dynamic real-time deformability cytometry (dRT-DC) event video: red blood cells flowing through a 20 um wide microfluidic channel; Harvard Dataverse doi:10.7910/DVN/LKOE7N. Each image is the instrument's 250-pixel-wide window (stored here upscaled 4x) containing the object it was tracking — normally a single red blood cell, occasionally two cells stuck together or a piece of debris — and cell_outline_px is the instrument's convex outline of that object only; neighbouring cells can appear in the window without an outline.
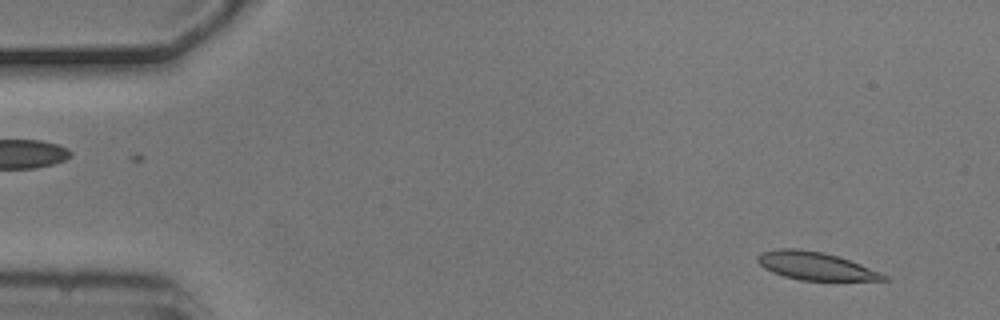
{"species": "common noctule bat (a hibernating species)", "species_latin": "Nyctalus noctula", "temperature_condition": "cold", "stored_images_in_passage": 5, "camera_frame_rate_fps": 3000, "um_per_image_px": 0.085, "animal": {"sex": "male", "body_mass_g": 20.5, "forearm_length_mm": 52.5}, "frame": {"image": 1, "passage_image": 1, "time_ms": 0.0, "image_size_px": [1000, 320], "cell_outline_px": [[888, 280], [800, 280], [784, 276], [772, 272], [764, 268], [756, 260], [756, 256], [760, 252], [776, 248], [796, 248], [820, 252], [836, 256], [860, 264], [880, 272], [888, 276]], "centroid_in_image_um": [69.25, 22.6], "position_along_channel_um": 15.7, "area_um2": 20.35}}
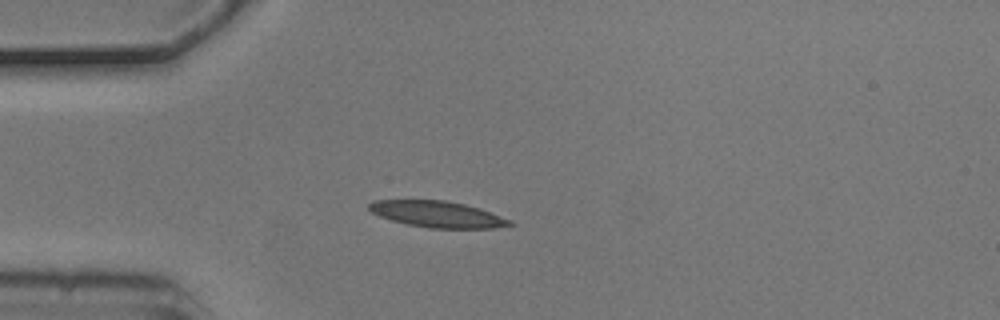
{"frame": {"image": 2, "passage_image": 4, "time_ms": 1.0, "image_size_px": [1000, 320], "cell_outline_px": [[516, 224], [492, 228], [428, 228], [408, 224], [392, 220], [380, 216], [372, 212], [368, 208], [368, 204], [372, 200], [444, 200], [464, 204], [480, 208], [512, 220]], "centroid_in_image_um": [37.19, 18.2], "position_along_channel_um": 47.8, "area_um2": 21.5}}